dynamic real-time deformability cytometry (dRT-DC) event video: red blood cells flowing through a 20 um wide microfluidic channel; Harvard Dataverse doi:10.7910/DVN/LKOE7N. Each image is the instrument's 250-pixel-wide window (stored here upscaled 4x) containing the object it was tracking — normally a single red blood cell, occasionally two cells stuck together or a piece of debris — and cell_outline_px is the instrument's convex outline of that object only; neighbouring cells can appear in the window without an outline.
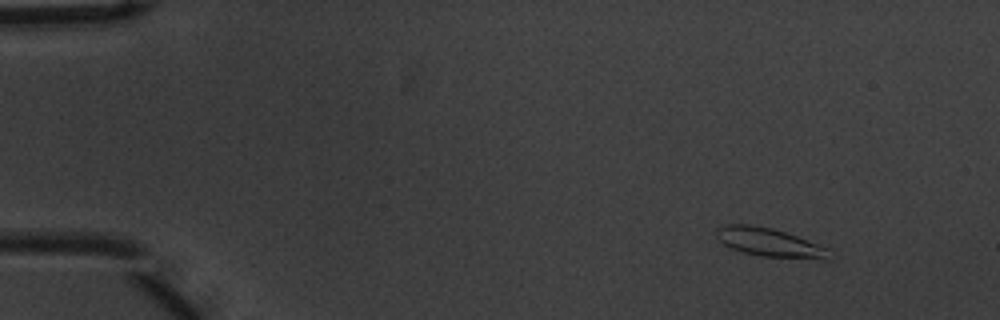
{"species": "common noctule bat (a hibernating species)", "species_latin": "Nyctalus noctula", "temperature_condition": "warm", "stored_images_in_passage": 55, "camera_frame_rate_fps": 3000, "um_per_image_px": 0.085, "animal": {"sex": "male", "body_mass_g": 20.1, "forearm_length_mm": 53.5}, "frame": {"image": 1, "passage_image": 6, "time_ms": 1.667, "image_size_px": [1000, 320], "cell_outline_px": [[828, 260], [824, 260], [760, 256], [744, 252], [732, 248], [724, 244], [716, 236], [716, 228], [728, 224], [748, 224], [772, 228], [796, 236], [828, 248]], "centroid_in_image_um": [65.39, 20.61], "position_along_channel_um": 19.6, "area_um2": 18.61}}
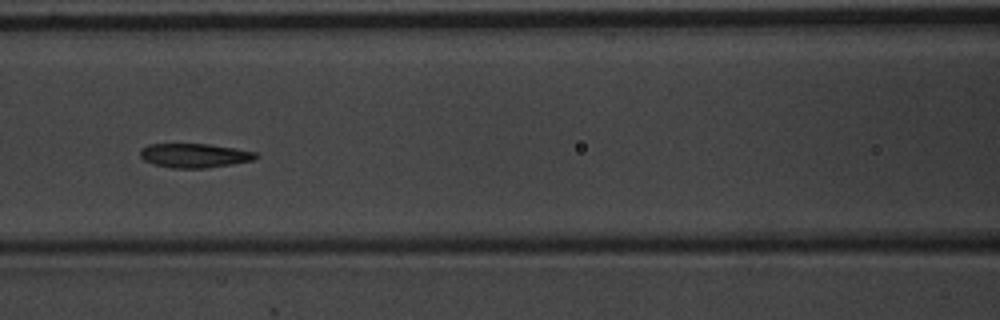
{"frame": {"image": 2, "passage_image": 25, "time_ms": 8.0, "image_size_px": [1000, 320], "cell_outline_px": [[260, 156], [252, 160], [232, 164], [208, 168], [172, 168], [156, 164], [144, 160], [140, 156], [140, 148], [148, 144], [208, 144], [256, 152]], "centroid_in_image_um": [16.52, 13.22], "position_along_channel_um": 150.1, "area_um2": 16.18}}
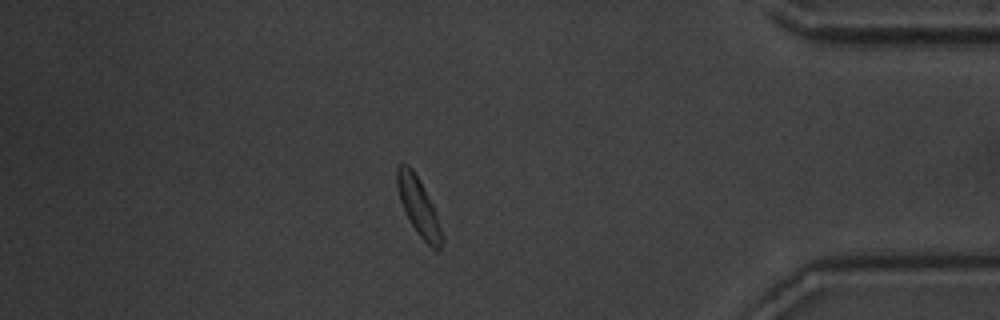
{"frame": {"image": 3, "passage_image": 48, "time_ms": 15.667, "image_size_px": [1000, 320], "cell_outline_px": [[444, 240], [440, 248], [432, 248], [416, 232], [400, 200], [396, 184], [396, 168], [400, 164], [408, 164], [412, 168], [432, 204], [444, 236]], "centroid_in_image_um": [35.57, 17.55], "position_along_channel_um": 399.6, "area_um2": 14.62}, "authors_computed_cell_mechanics": {"area_um2": 16.4152, "velocity_mm_per_s": 3.679, "shape_relaxation_time_tau1_ms": 3.6276, "shape_relaxation_time_tau2_ms": 3.3916, "deformation_change_tau1": 0.1176, "deformation_change_tau2": 0.1083}}